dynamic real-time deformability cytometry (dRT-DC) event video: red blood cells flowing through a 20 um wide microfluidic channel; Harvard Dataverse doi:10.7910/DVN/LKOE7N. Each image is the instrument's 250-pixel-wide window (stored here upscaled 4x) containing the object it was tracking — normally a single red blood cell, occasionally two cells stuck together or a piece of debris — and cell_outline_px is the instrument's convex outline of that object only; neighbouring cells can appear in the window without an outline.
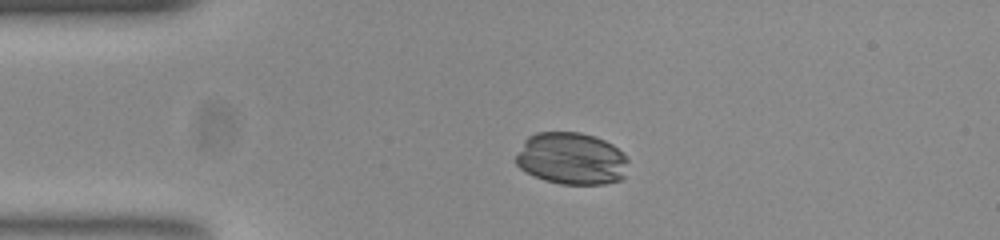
{"species": "common noctule bat (a hibernating species)", "species_latin": "Nyctalus noctula", "temperature_condition": "room temperature", "stored_images_in_passage": 50, "camera_frame_rate_fps": 3000, "um_per_image_px": 0.085, "animal": {"sex": "female", "body_mass_g": 23.0, "forearm_length_mm": 53.4}, "frame": {"image": 1, "passage_image": 9, "time_ms": 2.667, "image_size_px": [1000, 240], "cell_outline_px": [[628, 160], [624, 176], [620, 180], [604, 184], [560, 184], [544, 180], [524, 172], [516, 164], [516, 156], [524, 140], [528, 136], [536, 132], [580, 132], [604, 140], [612, 144]], "centroid_in_image_um": [48.54, 13.48], "position_along_channel_um": 36.5, "area_um2": 34.1}}
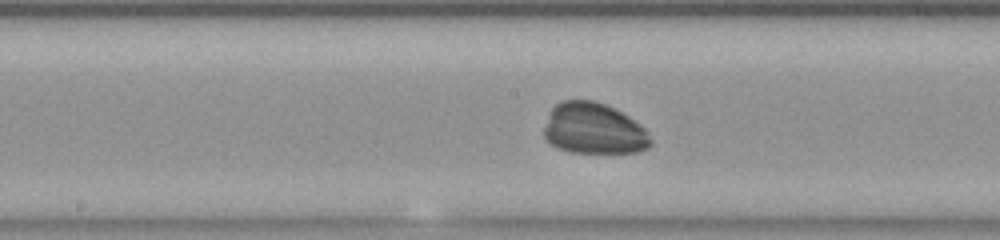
{"frame": {"image": 2, "passage_image": 24, "time_ms": 7.667, "image_size_px": [1000, 240], "cell_outline_px": [[652, 144], [648, 148], [636, 152], [568, 152], [552, 144], [544, 136], [544, 128], [548, 112], [560, 100], [596, 100], [628, 116], [644, 128], [652, 140]], "centroid_in_image_um": [50.45, 10.93], "position_along_channel_um": 197.8, "area_um2": 31.62}}
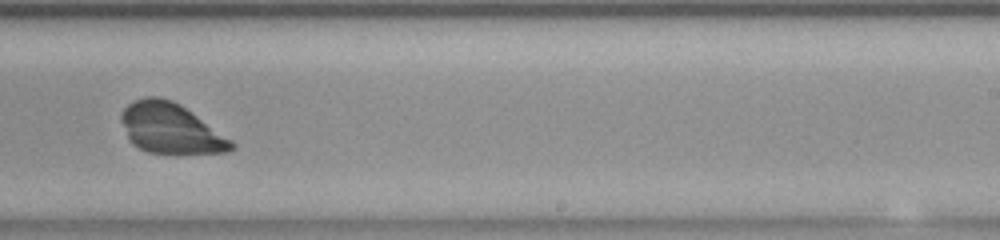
{"frame": {"image": 3, "passage_image": 30, "time_ms": 9.667, "image_size_px": [1000, 240], "cell_outline_px": [[236, 148], [228, 152], [148, 152], [132, 144], [120, 120], [120, 112], [132, 100], [144, 96], [160, 96], [172, 100], [180, 104], [192, 112], [232, 140], [236, 144]], "centroid_in_image_um": [14.48, 10.87], "position_along_channel_um": 274.5, "area_um2": 32.02}}